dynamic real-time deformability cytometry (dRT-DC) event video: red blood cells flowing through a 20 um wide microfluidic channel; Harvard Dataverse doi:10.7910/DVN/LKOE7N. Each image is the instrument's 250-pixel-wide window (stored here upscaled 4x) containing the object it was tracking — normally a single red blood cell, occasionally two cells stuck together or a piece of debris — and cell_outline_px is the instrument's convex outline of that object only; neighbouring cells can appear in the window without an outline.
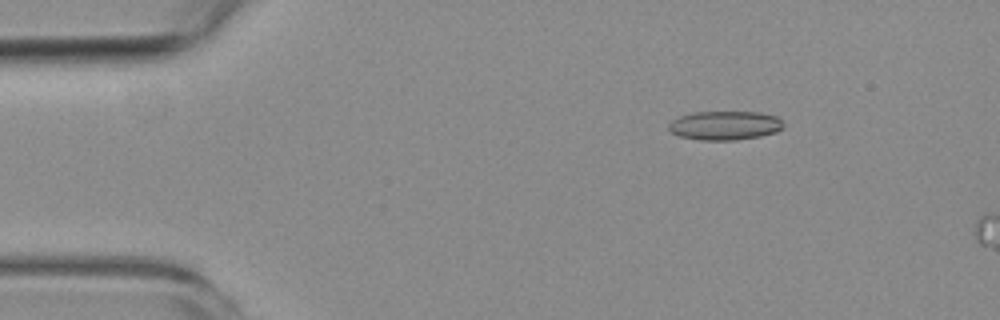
{"species": "common noctule bat (a hibernating species)", "species_latin": "Nyctalus noctula", "temperature_condition": "room temperature", "stored_images_in_passage": 3, "camera_frame_rate_fps": 3000, "um_per_image_px": 0.085, "animal": {"sex": "female", "body_mass_g": 19.3, "forearm_length_mm": 54.1}, "frame": {"image": 1, "passage_image": 2, "time_ms": 2.0, "image_size_px": [1000, 320], "cell_outline_px": [[784, 124], [776, 132], [760, 136], [736, 140], [700, 140], [680, 136], [672, 132], [668, 128], [668, 124], [672, 120], [680, 116], [696, 112], [760, 112], [776, 116]], "centroid_in_image_um": [61.6, 10.66], "position_along_channel_um": 23.4, "area_um2": 19.25}}